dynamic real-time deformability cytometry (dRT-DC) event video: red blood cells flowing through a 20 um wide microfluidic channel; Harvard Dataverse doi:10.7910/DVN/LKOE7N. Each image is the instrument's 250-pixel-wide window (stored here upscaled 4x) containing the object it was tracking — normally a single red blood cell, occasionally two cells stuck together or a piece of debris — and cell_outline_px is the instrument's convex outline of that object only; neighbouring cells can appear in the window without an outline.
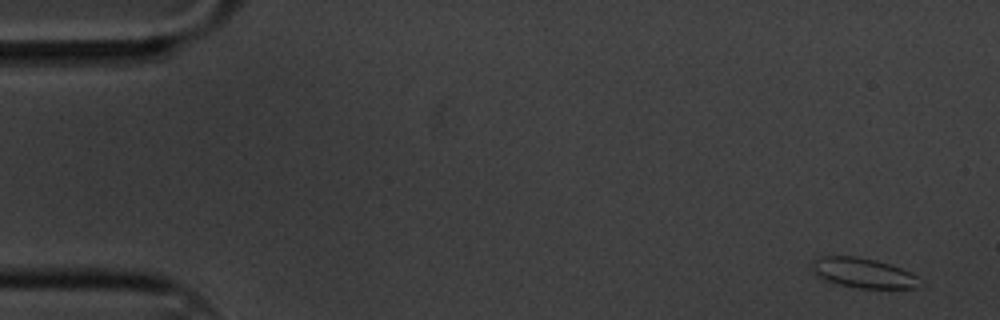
{"species": "common noctule bat (a hibernating species)", "species_latin": "Nyctalus noctula", "temperature_condition": "cold", "stored_images_in_passage": 6, "segment_of_instrument_passage": [1, 2], "camera_frame_rate_fps": 3000, "um_per_image_px": 0.085, "animal": {"sex": "male", "body_mass_g": 20.1, "forearm_length_mm": 53.5}, "frame": {"image": 1, "passage_image": 1, "time_ms": 0.0, "image_size_px": [1000, 320], "cell_outline_px": [[924, 284], [916, 288], [860, 288], [828, 284], [820, 280], [812, 272], [808, 264], [812, 260], [820, 256], [856, 256], [876, 260], [900, 268], [924, 280]], "centroid_in_image_um": [73.27, 23.22], "position_along_channel_um": 11.7, "area_um2": 19.54}}
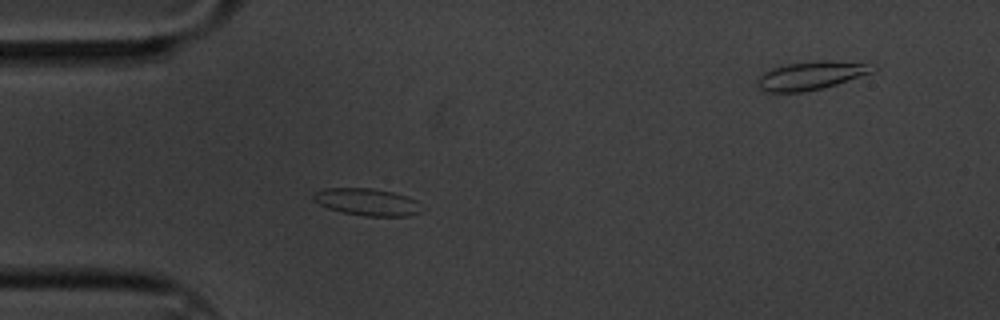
{"frame": {"image": 2, "passage_image": 5, "time_ms": 1.333, "image_size_px": [1000, 320], "cell_outline_px": [[420, 212], [408, 216], [364, 216], [344, 212], [328, 208], [312, 200], [312, 196], [316, 192], [324, 188], [372, 188], [392, 192], [408, 196], [416, 200]], "centroid_in_image_um": [31.18, 17.16], "position_along_channel_um": 53.8, "area_um2": 16.94}}